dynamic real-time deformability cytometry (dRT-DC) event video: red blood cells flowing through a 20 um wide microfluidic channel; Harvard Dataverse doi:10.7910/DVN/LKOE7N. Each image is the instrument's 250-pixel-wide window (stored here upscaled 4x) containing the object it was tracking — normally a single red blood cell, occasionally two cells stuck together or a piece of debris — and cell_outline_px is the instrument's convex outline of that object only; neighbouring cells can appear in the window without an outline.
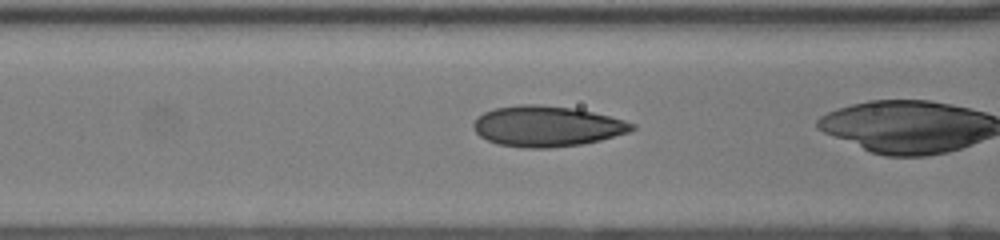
{"species": "human", "species_latin": "Homo sapiens", "temperature_condition": "room temperature", "stored_images_in_passage": 40, "camera_frame_rate_fps": 3000, "um_per_image_px": 0.085, "donor": {"sex": "female"}, "frame": {"image": 1, "passage_image": 21, "time_ms": 6.667, "image_size_px": [1000, 240], "cell_outline_px": [[636, 128], [628, 132], [600, 140], [584, 144], [548, 148], [524, 148], [496, 144], [480, 136], [472, 128], [472, 124], [484, 112], [496, 108], [520, 104], [536, 104], [576, 108], [624, 120], [636, 124]], "centroid_in_image_um": [46.48, 10.73], "position_along_channel_um": 120.1, "area_um2": 37.51}}